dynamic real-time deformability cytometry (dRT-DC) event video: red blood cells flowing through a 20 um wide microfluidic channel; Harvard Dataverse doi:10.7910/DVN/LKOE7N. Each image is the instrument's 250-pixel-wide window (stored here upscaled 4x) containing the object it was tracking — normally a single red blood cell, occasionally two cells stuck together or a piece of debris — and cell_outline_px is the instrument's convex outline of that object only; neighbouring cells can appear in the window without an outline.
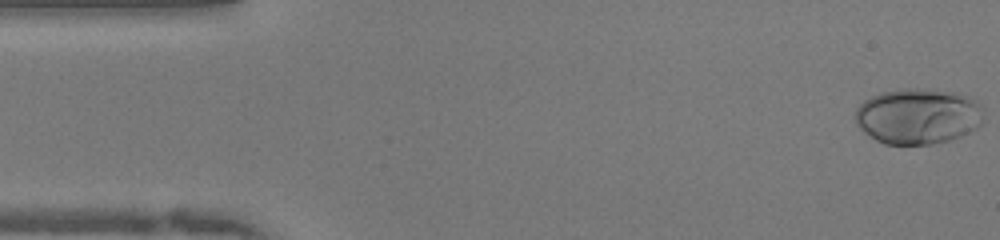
{"species": "human", "species_latin": "Homo sapiens", "temperature_condition": "warm", "stored_images_in_passage": 46, "camera_frame_rate_fps": 3000, "um_per_image_px": 0.085, "donor": {"sex": "female"}, "frame": {"image": 1, "passage_image": 1, "time_ms": 0.0, "image_size_px": [1000, 240], "cell_outline_px": [[984, 120], [976, 128], [960, 136], [948, 140], [932, 144], [884, 144], [876, 140], [864, 132], [856, 124], [856, 108], [864, 100], [872, 96], [884, 92], [904, 88], [916, 88], [960, 92], [976, 100], [984, 108]], "centroid_in_image_um": [78.07, 9.86], "position_along_channel_um": 6.9, "area_um2": 41.96}}
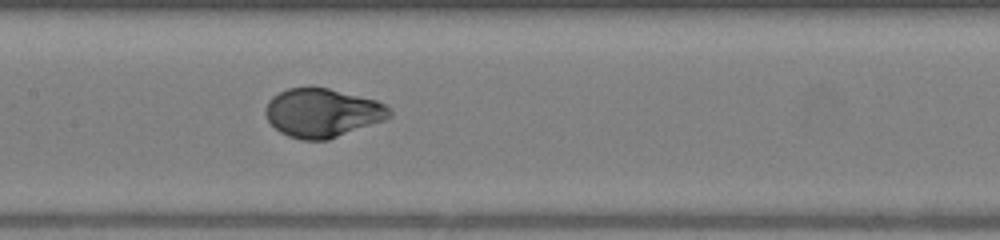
{"frame": {"image": 2, "passage_image": 23, "time_ms": 7.333, "image_size_px": [1000, 240], "cell_outline_px": [[392, 116], [384, 120], [328, 140], [300, 140], [288, 136], [280, 132], [268, 120], [264, 112], [264, 108], [268, 100], [272, 96], [288, 88], [328, 88], [376, 100], [388, 104], [392, 108]], "centroid_in_image_um": [27.42, 9.6], "position_along_channel_um": 180.0, "area_um2": 35.32}}
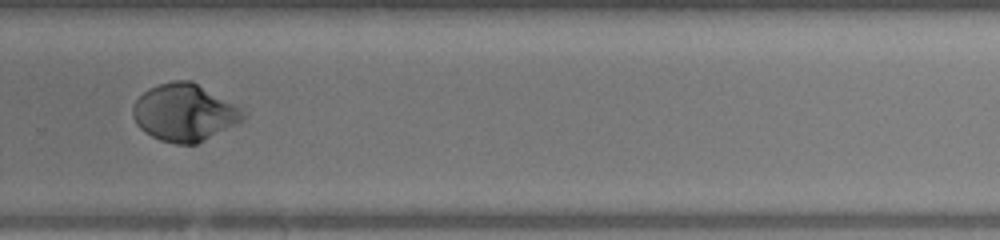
{"frame": {"image": 3, "passage_image": 33, "time_ms": 10.667, "image_size_px": [1000, 240], "cell_outline_px": [[244, 120], [196, 144], [176, 144], [160, 140], [144, 132], [136, 124], [132, 116], [132, 108], [136, 100], [148, 88], [160, 84], [176, 80], [192, 80], [240, 108], [244, 112]], "centroid_in_image_um": [15.63, 9.57], "position_along_channel_um": 314.2, "area_um2": 36.47}, "authors_computed_cell_mechanics": {"area_um2": 35.8938, "velocity_mm_per_s": 4.0437, "shape_relaxation_time_tau1_ms": 3.9576, "shape_relaxation_time_tau2_ms": null, "deformation_change_tau1": 0.2408, "deformation_change_tau2": null}}